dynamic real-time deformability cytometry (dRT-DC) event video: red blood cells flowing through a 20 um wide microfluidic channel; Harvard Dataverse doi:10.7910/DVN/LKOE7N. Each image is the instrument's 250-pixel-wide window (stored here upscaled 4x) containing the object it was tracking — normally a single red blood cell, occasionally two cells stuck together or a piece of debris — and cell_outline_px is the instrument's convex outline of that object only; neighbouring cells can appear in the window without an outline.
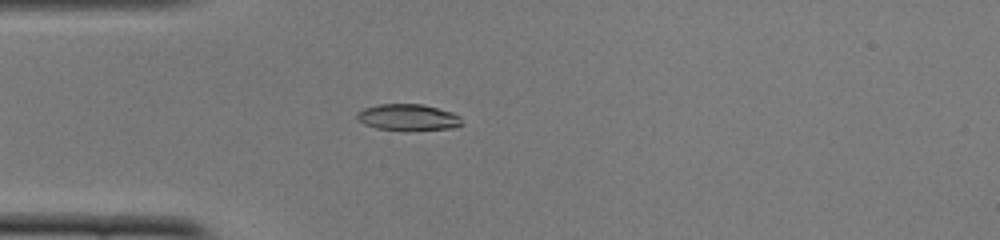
{"species": "common noctule bat (a hibernating species)", "species_latin": "Nyctalus noctula", "temperature_condition": "cold", "stored_images_in_passage": 44, "camera_frame_rate_fps": 3000, "um_per_image_px": 0.085, "animal": {"sex": "female", "body_mass_g": 22.0, "forearm_length_mm": 56.7}, "frame": {"image": 1, "passage_image": 7, "time_ms": 2.0, "image_size_px": [1000, 240], "cell_outline_px": [[464, 124], [452, 128], [408, 132], [376, 128], [364, 124], [356, 116], [356, 112], [364, 108], [380, 104], [420, 104], [452, 112], [460, 116]], "centroid_in_image_um": [34.7, 10.0], "position_along_channel_um": 50.3, "area_um2": 16.47}}
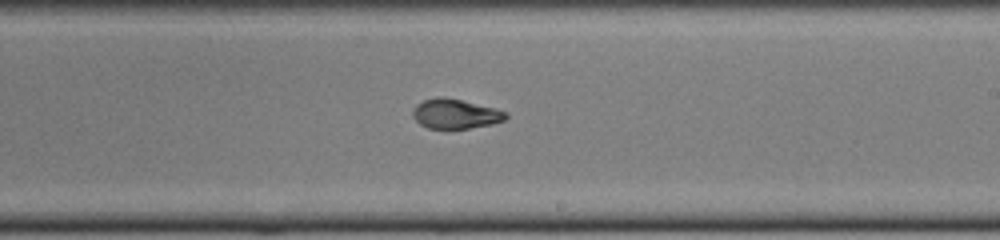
{"frame": {"image": 2, "passage_image": 23, "time_ms": 7.333, "image_size_px": [1000, 240], "cell_outline_px": [[508, 116], [504, 120], [492, 124], [468, 128], [428, 128], [420, 124], [412, 116], [412, 112], [416, 104], [424, 100], [436, 96], [440, 96], [460, 100], [496, 108], [508, 112]], "centroid_in_image_um": [38.71, 9.67], "position_along_channel_um": 250.3, "area_um2": 16.01}}
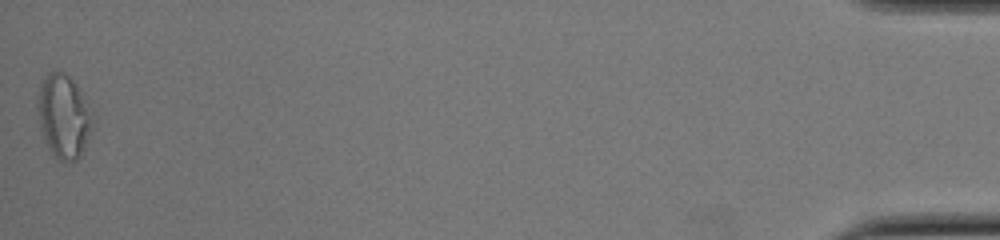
{"frame": {"image": 3, "passage_image": 44, "time_ms": 14.333, "image_size_px": [1000, 240], "cell_outline_px": [[96, 116], [92, 128], [84, 148], [80, 156], [76, 160], [60, 160], [48, 148], [44, 140], [40, 128], [36, 108], [36, 104], [40, 88], [48, 72], [64, 72], [68, 76], [80, 92]], "centroid_in_image_um": [5.42, 9.9], "position_along_channel_um": 429.8, "area_um2": 26.59}, "authors_computed_cell_mechanics": {"area_um2": 16.5308, "velocity_mm_per_s": 3.917, "shape_relaxation_time_tau1_ms": null, "shape_relaxation_time_tau2_ms": 0.9513, "deformation_change_tau1": null, "deformation_change_tau2": 0.0588}}